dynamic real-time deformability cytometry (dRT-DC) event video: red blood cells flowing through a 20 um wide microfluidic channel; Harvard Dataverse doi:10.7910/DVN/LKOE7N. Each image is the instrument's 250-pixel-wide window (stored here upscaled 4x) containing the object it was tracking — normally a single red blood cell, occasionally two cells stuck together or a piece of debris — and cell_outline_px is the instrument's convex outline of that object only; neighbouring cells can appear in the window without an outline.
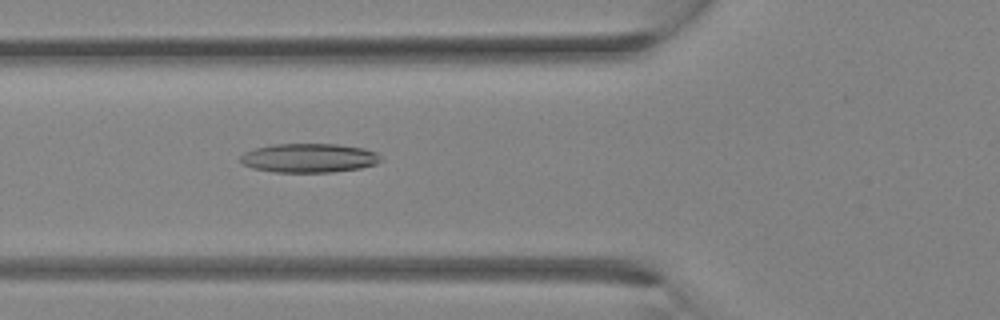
{"species": "Egyptian fruit bat (a non-hibernating species)", "species_latin": "Rousettus aegyptiacus", "temperature_condition": "room temperature", "stored_images_in_passage": 12, "camera_frame_rate_fps": 3000, "um_per_image_px": 0.085, "animal": {"sex": "female"}, "frame": {"image": 1, "passage_image": 12, "time_ms": 3.667, "image_size_px": [1000, 320], "cell_outline_px": [[384, 160], [376, 164], [360, 168], [332, 172], [272, 172], [252, 168], [244, 164], [240, 160], [240, 156], [244, 152], [256, 148], [272, 144], [336, 144], [364, 148], [376, 152]], "centroid_in_image_um": [26.28, 13.43], "position_along_channel_um": 99.5, "area_um2": 23.87}}